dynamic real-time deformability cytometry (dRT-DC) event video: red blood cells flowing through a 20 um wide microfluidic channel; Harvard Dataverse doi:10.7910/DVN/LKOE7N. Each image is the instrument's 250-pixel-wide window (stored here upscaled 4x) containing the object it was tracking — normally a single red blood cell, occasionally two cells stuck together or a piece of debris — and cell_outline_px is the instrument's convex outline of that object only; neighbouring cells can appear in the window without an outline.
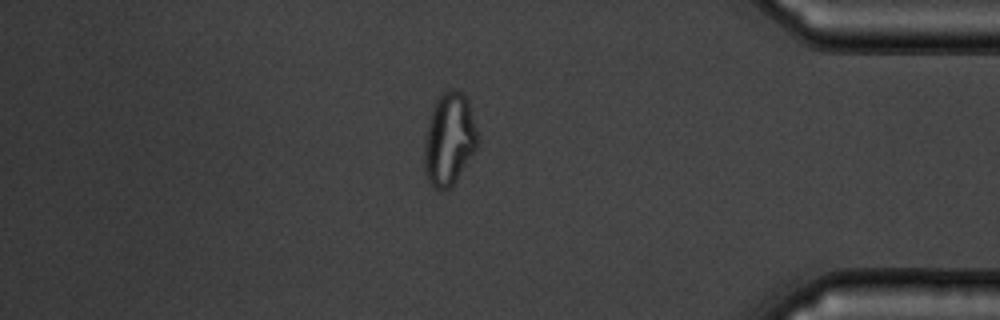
{"species": "common noctule bat (a hibernating species)", "species_latin": "Nyctalus noctula", "temperature_condition": "warm", "stored_images_in_passage": 47, "camera_frame_rate_fps": 3000, "um_per_image_px": 0.085, "animal": {"sex": "male", "body_mass_g": 19.5, "forearm_length_mm": 54.6}, "frame": {"image": 1, "passage_image": 40, "time_ms": 13.0, "image_size_px": [1000, 320], "cell_outline_px": [[476, 148], [456, 180], [448, 188], [440, 192], [432, 188], [424, 172], [424, 140], [428, 120], [432, 108], [436, 100], [448, 88], [452, 88], [460, 92], [468, 100], [476, 132]], "centroid_in_image_um": [38.12, 11.86], "position_along_channel_um": 397.1, "area_um2": 28.5}, "authors_computed_cell_mechanics": {"area_um2": 28.3798, "velocity_mm_per_s": 3.8217, "shape_relaxation_time_tau1_ms": 6.7103, "shape_relaxation_time_tau2_ms": 1.0756, "deformation_change_tau1": 0.1587, "deformation_change_tau2": 0.0569}}